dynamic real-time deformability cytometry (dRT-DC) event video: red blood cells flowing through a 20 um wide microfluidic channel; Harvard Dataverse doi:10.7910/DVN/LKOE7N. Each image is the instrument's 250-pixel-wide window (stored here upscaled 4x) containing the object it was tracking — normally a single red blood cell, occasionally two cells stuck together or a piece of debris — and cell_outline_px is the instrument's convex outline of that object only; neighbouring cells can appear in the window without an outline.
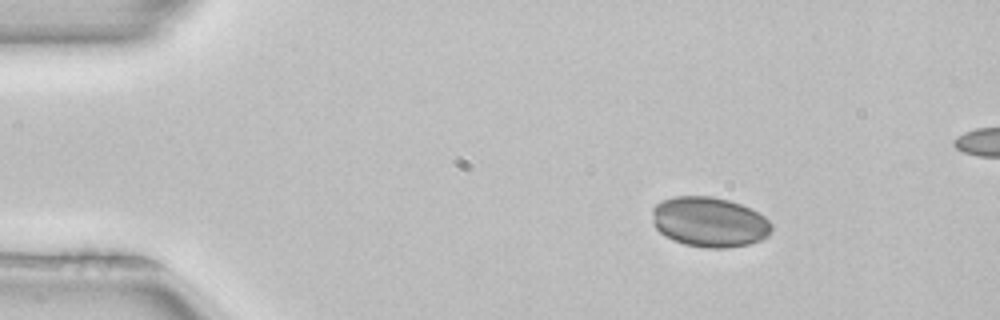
{"species": "common noctule bat (a hibernating species)", "species_latin": "Nyctalus noctula", "temperature_condition": "room temperature", "stored_images_in_passage": 2, "camera_frame_rate_fps": 3000, "um_per_image_px": 0.085, "animal": {"sex": "female", "body_mass_g": 22.7, "forearm_length_mm": 54.2}, "frame": {"image": 1, "passage_image": 1, "time_ms": 0.0, "image_size_px": [1000, 320], "cell_outline_px": [[772, 228], [768, 236], [760, 240], [748, 244], [728, 248], [704, 248], [684, 244], [672, 240], [664, 236], [652, 224], [652, 208], [660, 200], [672, 196], [712, 196], [728, 200], [740, 204], [764, 216], [772, 224]], "centroid_in_image_um": [60.25, 18.87], "position_along_channel_um": 24.8, "area_um2": 35.08}}